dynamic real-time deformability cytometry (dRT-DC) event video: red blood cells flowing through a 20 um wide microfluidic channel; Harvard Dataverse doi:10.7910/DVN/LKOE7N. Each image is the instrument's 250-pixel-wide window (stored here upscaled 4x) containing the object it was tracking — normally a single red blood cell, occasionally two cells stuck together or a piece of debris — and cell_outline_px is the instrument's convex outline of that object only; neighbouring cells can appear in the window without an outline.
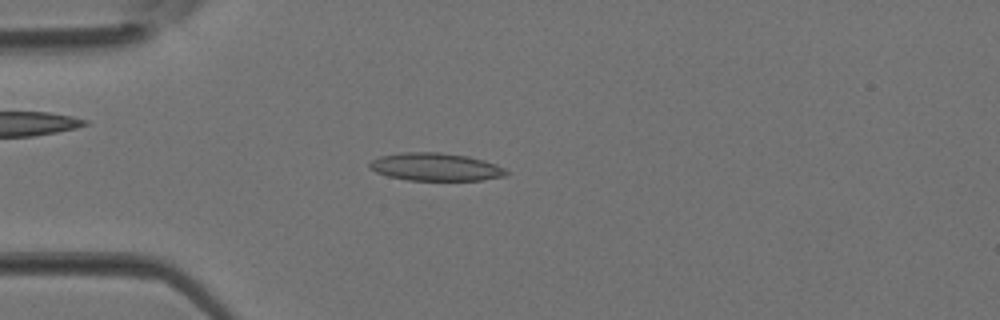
{"species": "Egyptian fruit bat (a non-hibernating species)", "species_latin": "Rousettus aegyptiacus", "temperature_condition": "room temperature", "stored_images_in_passage": 17, "camera_frame_rate_fps": 3000, "um_per_image_px": 0.085, "animal": {"sex": "female"}, "frame": {"image": 1, "passage_image": 10, "time_ms": 3.0, "image_size_px": [1000, 320], "cell_outline_px": [[508, 176], [480, 180], [408, 180], [388, 176], [376, 172], [368, 168], [368, 164], [372, 160], [380, 156], [400, 152], [440, 152], [468, 156], [484, 160], [496, 164], [504, 168], [508, 172]], "centroid_in_image_um": [37.02, 14.18], "position_along_channel_um": 48.0, "area_um2": 22.31}}
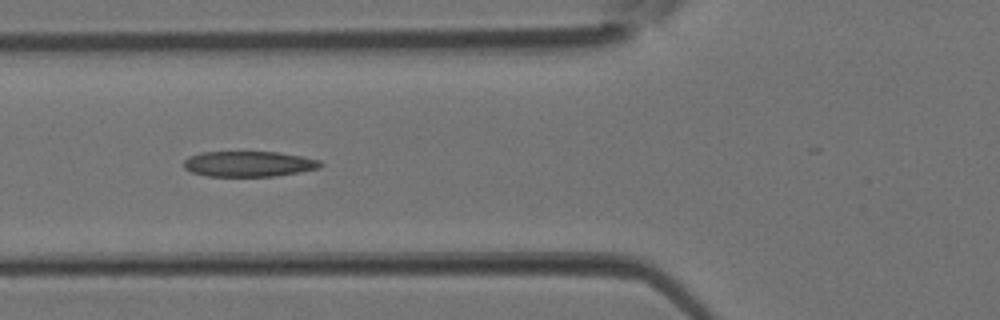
{"frame": {"image": 2, "passage_image": 14, "time_ms": 4.333, "image_size_px": [1000, 320], "cell_outline_px": [[324, 164], [320, 168], [276, 176], [208, 176], [192, 172], [184, 168], [184, 160], [188, 156], [200, 152], [276, 152], [300, 156], [320, 160]], "centroid_in_image_um": [21.13, 13.93], "position_along_channel_um": 104.7, "area_um2": 20.29}}
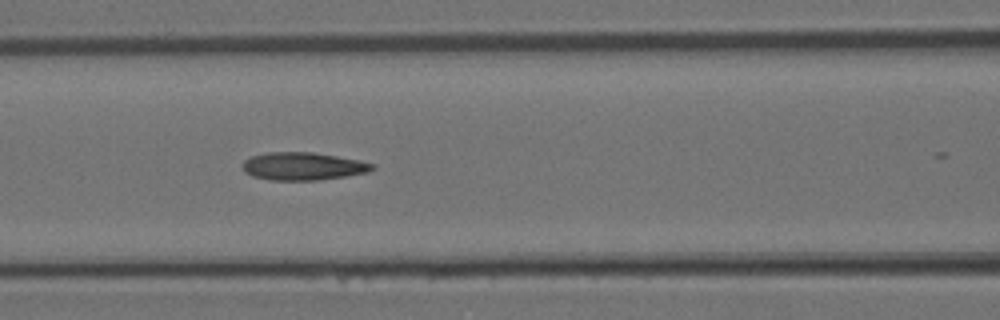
{"frame": {"image": 3, "passage_image": 16, "time_ms": 5.0, "image_size_px": [1000, 320], "cell_outline_px": [[376, 168], [368, 172], [344, 176], [316, 180], [272, 180], [252, 176], [244, 172], [240, 164], [244, 160], [252, 156], [268, 152], [312, 152], [360, 160], [372, 164]], "centroid_in_image_um": [25.71, 14.13], "position_along_channel_um": 140.9, "area_um2": 20.98}}